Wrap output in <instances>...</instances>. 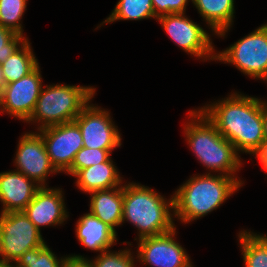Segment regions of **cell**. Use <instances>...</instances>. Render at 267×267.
Listing matches in <instances>:
<instances>
[{
    "instance_id": "20",
    "label": "cell",
    "mask_w": 267,
    "mask_h": 267,
    "mask_svg": "<svg viewBox=\"0 0 267 267\" xmlns=\"http://www.w3.org/2000/svg\"><path fill=\"white\" fill-rule=\"evenodd\" d=\"M28 39L1 63L5 84L20 80L31 73L38 65V61L29 44Z\"/></svg>"
},
{
    "instance_id": "16",
    "label": "cell",
    "mask_w": 267,
    "mask_h": 267,
    "mask_svg": "<svg viewBox=\"0 0 267 267\" xmlns=\"http://www.w3.org/2000/svg\"><path fill=\"white\" fill-rule=\"evenodd\" d=\"M75 229L80 244L91 251L110 250L117 241V233L90 212L79 218Z\"/></svg>"
},
{
    "instance_id": "3",
    "label": "cell",
    "mask_w": 267,
    "mask_h": 267,
    "mask_svg": "<svg viewBox=\"0 0 267 267\" xmlns=\"http://www.w3.org/2000/svg\"><path fill=\"white\" fill-rule=\"evenodd\" d=\"M240 187L234 177L208 172L193 175L173 194L174 216L185 224L192 222L216 210Z\"/></svg>"
},
{
    "instance_id": "17",
    "label": "cell",
    "mask_w": 267,
    "mask_h": 267,
    "mask_svg": "<svg viewBox=\"0 0 267 267\" xmlns=\"http://www.w3.org/2000/svg\"><path fill=\"white\" fill-rule=\"evenodd\" d=\"M111 157L104 163H99L81 169L74 177L76 186L85 193L109 190L122 186V177L119 174Z\"/></svg>"
},
{
    "instance_id": "24",
    "label": "cell",
    "mask_w": 267,
    "mask_h": 267,
    "mask_svg": "<svg viewBox=\"0 0 267 267\" xmlns=\"http://www.w3.org/2000/svg\"><path fill=\"white\" fill-rule=\"evenodd\" d=\"M26 7L27 0H0V25L23 35L21 19Z\"/></svg>"
},
{
    "instance_id": "12",
    "label": "cell",
    "mask_w": 267,
    "mask_h": 267,
    "mask_svg": "<svg viewBox=\"0 0 267 267\" xmlns=\"http://www.w3.org/2000/svg\"><path fill=\"white\" fill-rule=\"evenodd\" d=\"M42 136L52 165L60 172H66L75 155L83 148V139L78 125L72 121L43 128Z\"/></svg>"
},
{
    "instance_id": "28",
    "label": "cell",
    "mask_w": 267,
    "mask_h": 267,
    "mask_svg": "<svg viewBox=\"0 0 267 267\" xmlns=\"http://www.w3.org/2000/svg\"><path fill=\"white\" fill-rule=\"evenodd\" d=\"M189 0H152L155 16L185 13Z\"/></svg>"
},
{
    "instance_id": "4",
    "label": "cell",
    "mask_w": 267,
    "mask_h": 267,
    "mask_svg": "<svg viewBox=\"0 0 267 267\" xmlns=\"http://www.w3.org/2000/svg\"><path fill=\"white\" fill-rule=\"evenodd\" d=\"M172 212V214H171ZM174 196L168 200L157 191L134 182L123 185V218L138 228V239L157 236L175 227Z\"/></svg>"
},
{
    "instance_id": "18",
    "label": "cell",
    "mask_w": 267,
    "mask_h": 267,
    "mask_svg": "<svg viewBox=\"0 0 267 267\" xmlns=\"http://www.w3.org/2000/svg\"><path fill=\"white\" fill-rule=\"evenodd\" d=\"M90 213L103 223L110 226L115 232L116 227L122 225L123 218V185L89 193Z\"/></svg>"
},
{
    "instance_id": "32",
    "label": "cell",
    "mask_w": 267,
    "mask_h": 267,
    "mask_svg": "<svg viewBox=\"0 0 267 267\" xmlns=\"http://www.w3.org/2000/svg\"><path fill=\"white\" fill-rule=\"evenodd\" d=\"M0 267H16L15 262H6L0 260Z\"/></svg>"
},
{
    "instance_id": "7",
    "label": "cell",
    "mask_w": 267,
    "mask_h": 267,
    "mask_svg": "<svg viewBox=\"0 0 267 267\" xmlns=\"http://www.w3.org/2000/svg\"><path fill=\"white\" fill-rule=\"evenodd\" d=\"M44 244L41 231L23 211L0 213L1 261L15 262L26 251Z\"/></svg>"
},
{
    "instance_id": "10",
    "label": "cell",
    "mask_w": 267,
    "mask_h": 267,
    "mask_svg": "<svg viewBox=\"0 0 267 267\" xmlns=\"http://www.w3.org/2000/svg\"><path fill=\"white\" fill-rule=\"evenodd\" d=\"M83 139V147L92 149H115L121 146V134L110 112L93 103L88 104L75 118Z\"/></svg>"
},
{
    "instance_id": "30",
    "label": "cell",
    "mask_w": 267,
    "mask_h": 267,
    "mask_svg": "<svg viewBox=\"0 0 267 267\" xmlns=\"http://www.w3.org/2000/svg\"><path fill=\"white\" fill-rule=\"evenodd\" d=\"M254 155L261 163L263 170L267 173V141L262 143L261 148Z\"/></svg>"
},
{
    "instance_id": "8",
    "label": "cell",
    "mask_w": 267,
    "mask_h": 267,
    "mask_svg": "<svg viewBox=\"0 0 267 267\" xmlns=\"http://www.w3.org/2000/svg\"><path fill=\"white\" fill-rule=\"evenodd\" d=\"M185 13L167 14L157 18L170 39L180 48L203 60H215L211 36Z\"/></svg>"
},
{
    "instance_id": "19",
    "label": "cell",
    "mask_w": 267,
    "mask_h": 267,
    "mask_svg": "<svg viewBox=\"0 0 267 267\" xmlns=\"http://www.w3.org/2000/svg\"><path fill=\"white\" fill-rule=\"evenodd\" d=\"M215 35L225 37L232 27L234 0H191Z\"/></svg>"
},
{
    "instance_id": "2",
    "label": "cell",
    "mask_w": 267,
    "mask_h": 267,
    "mask_svg": "<svg viewBox=\"0 0 267 267\" xmlns=\"http://www.w3.org/2000/svg\"><path fill=\"white\" fill-rule=\"evenodd\" d=\"M191 121L184 125L187 143L196 158L207 170L219 172L220 175L234 177L242 185L236 173L241 168L242 160L234 145L224 138L216 126L200 109L190 110Z\"/></svg>"
},
{
    "instance_id": "15",
    "label": "cell",
    "mask_w": 267,
    "mask_h": 267,
    "mask_svg": "<svg viewBox=\"0 0 267 267\" xmlns=\"http://www.w3.org/2000/svg\"><path fill=\"white\" fill-rule=\"evenodd\" d=\"M39 188L38 184L19 171L1 172L0 201L3 204L1 213L23 211Z\"/></svg>"
},
{
    "instance_id": "26",
    "label": "cell",
    "mask_w": 267,
    "mask_h": 267,
    "mask_svg": "<svg viewBox=\"0 0 267 267\" xmlns=\"http://www.w3.org/2000/svg\"><path fill=\"white\" fill-rule=\"evenodd\" d=\"M130 249L125 248L118 252L107 250L101 252L91 262L94 267H136L134 261L135 257Z\"/></svg>"
},
{
    "instance_id": "33",
    "label": "cell",
    "mask_w": 267,
    "mask_h": 267,
    "mask_svg": "<svg viewBox=\"0 0 267 267\" xmlns=\"http://www.w3.org/2000/svg\"><path fill=\"white\" fill-rule=\"evenodd\" d=\"M5 85V80H4V76H3V73H2V66H1V63H0V89Z\"/></svg>"
},
{
    "instance_id": "25",
    "label": "cell",
    "mask_w": 267,
    "mask_h": 267,
    "mask_svg": "<svg viewBox=\"0 0 267 267\" xmlns=\"http://www.w3.org/2000/svg\"><path fill=\"white\" fill-rule=\"evenodd\" d=\"M112 151L113 149L83 147L77 152L71 167L65 173L75 176L81 169L104 163L111 157Z\"/></svg>"
},
{
    "instance_id": "9",
    "label": "cell",
    "mask_w": 267,
    "mask_h": 267,
    "mask_svg": "<svg viewBox=\"0 0 267 267\" xmlns=\"http://www.w3.org/2000/svg\"><path fill=\"white\" fill-rule=\"evenodd\" d=\"M42 76L39 65L20 80L5 84L0 89V112L27 123L40 95Z\"/></svg>"
},
{
    "instance_id": "29",
    "label": "cell",
    "mask_w": 267,
    "mask_h": 267,
    "mask_svg": "<svg viewBox=\"0 0 267 267\" xmlns=\"http://www.w3.org/2000/svg\"><path fill=\"white\" fill-rule=\"evenodd\" d=\"M62 267H94L91 260L81 255H68Z\"/></svg>"
},
{
    "instance_id": "1",
    "label": "cell",
    "mask_w": 267,
    "mask_h": 267,
    "mask_svg": "<svg viewBox=\"0 0 267 267\" xmlns=\"http://www.w3.org/2000/svg\"><path fill=\"white\" fill-rule=\"evenodd\" d=\"M238 153L254 154L264 140V101L233 92L199 108Z\"/></svg>"
},
{
    "instance_id": "31",
    "label": "cell",
    "mask_w": 267,
    "mask_h": 267,
    "mask_svg": "<svg viewBox=\"0 0 267 267\" xmlns=\"http://www.w3.org/2000/svg\"><path fill=\"white\" fill-rule=\"evenodd\" d=\"M263 121H264V140L267 141V102L266 100L264 101Z\"/></svg>"
},
{
    "instance_id": "27",
    "label": "cell",
    "mask_w": 267,
    "mask_h": 267,
    "mask_svg": "<svg viewBox=\"0 0 267 267\" xmlns=\"http://www.w3.org/2000/svg\"><path fill=\"white\" fill-rule=\"evenodd\" d=\"M28 38L0 25V63L13 54Z\"/></svg>"
},
{
    "instance_id": "13",
    "label": "cell",
    "mask_w": 267,
    "mask_h": 267,
    "mask_svg": "<svg viewBox=\"0 0 267 267\" xmlns=\"http://www.w3.org/2000/svg\"><path fill=\"white\" fill-rule=\"evenodd\" d=\"M14 163L16 171L40 187H46L49 174L59 173L50 161L42 136L36 131L26 132L21 136Z\"/></svg>"
},
{
    "instance_id": "6",
    "label": "cell",
    "mask_w": 267,
    "mask_h": 267,
    "mask_svg": "<svg viewBox=\"0 0 267 267\" xmlns=\"http://www.w3.org/2000/svg\"><path fill=\"white\" fill-rule=\"evenodd\" d=\"M215 60L232 64L243 74L267 83V24L215 53Z\"/></svg>"
},
{
    "instance_id": "14",
    "label": "cell",
    "mask_w": 267,
    "mask_h": 267,
    "mask_svg": "<svg viewBox=\"0 0 267 267\" xmlns=\"http://www.w3.org/2000/svg\"><path fill=\"white\" fill-rule=\"evenodd\" d=\"M47 187H40L23 210L39 230L43 226L61 225L69 217L62 190Z\"/></svg>"
},
{
    "instance_id": "11",
    "label": "cell",
    "mask_w": 267,
    "mask_h": 267,
    "mask_svg": "<svg viewBox=\"0 0 267 267\" xmlns=\"http://www.w3.org/2000/svg\"><path fill=\"white\" fill-rule=\"evenodd\" d=\"M176 228L138 239L137 261L151 267H193L184 247L175 241Z\"/></svg>"
},
{
    "instance_id": "5",
    "label": "cell",
    "mask_w": 267,
    "mask_h": 267,
    "mask_svg": "<svg viewBox=\"0 0 267 267\" xmlns=\"http://www.w3.org/2000/svg\"><path fill=\"white\" fill-rule=\"evenodd\" d=\"M95 91V87L92 86L65 84L43 86L35 109L27 122L38 123L37 131L72 122L90 104Z\"/></svg>"
},
{
    "instance_id": "23",
    "label": "cell",
    "mask_w": 267,
    "mask_h": 267,
    "mask_svg": "<svg viewBox=\"0 0 267 267\" xmlns=\"http://www.w3.org/2000/svg\"><path fill=\"white\" fill-rule=\"evenodd\" d=\"M65 257L58 259L48 245L26 251L16 261V267H62Z\"/></svg>"
},
{
    "instance_id": "21",
    "label": "cell",
    "mask_w": 267,
    "mask_h": 267,
    "mask_svg": "<svg viewBox=\"0 0 267 267\" xmlns=\"http://www.w3.org/2000/svg\"><path fill=\"white\" fill-rule=\"evenodd\" d=\"M238 237L245 267H267V235L242 230Z\"/></svg>"
},
{
    "instance_id": "22",
    "label": "cell",
    "mask_w": 267,
    "mask_h": 267,
    "mask_svg": "<svg viewBox=\"0 0 267 267\" xmlns=\"http://www.w3.org/2000/svg\"><path fill=\"white\" fill-rule=\"evenodd\" d=\"M155 18L152 0H119L112 13L101 24L118 20H142Z\"/></svg>"
}]
</instances>
